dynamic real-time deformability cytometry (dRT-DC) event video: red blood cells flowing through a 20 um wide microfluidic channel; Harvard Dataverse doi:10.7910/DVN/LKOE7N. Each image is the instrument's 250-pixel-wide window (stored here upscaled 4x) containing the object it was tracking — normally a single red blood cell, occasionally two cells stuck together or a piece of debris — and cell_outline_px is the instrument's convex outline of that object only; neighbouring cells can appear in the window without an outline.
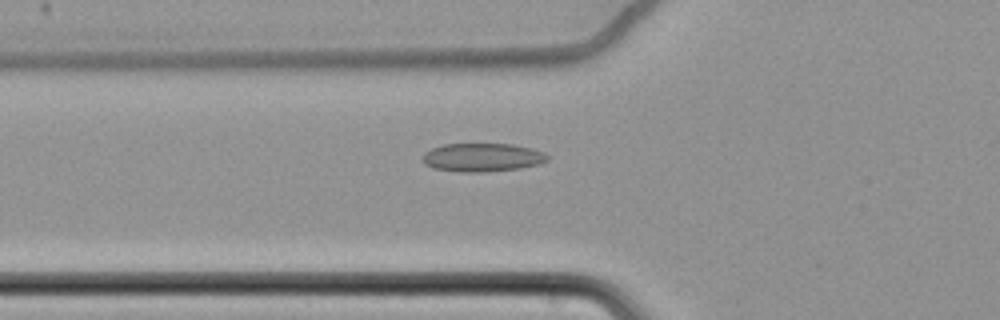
{"species": "common noctule bat (a hibernating species)", "species_latin": "Nyctalus noctula", "temperature_condition": "cold", "stored_images_in_passage": 52, "camera_frame_rate_fps": 3000, "um_per_image_px": 0.085, "animal": {"sex": "female", "body_mass_g": 22.7, "forearm_length_mm": 54.2}, "frame": {"image": 1, "passage_image": 15, "time_ms": 4.667, "image_size_px": [1000, 320], "cell_outline_px": [[548, 160], [540, 164], [520, 168], [484, 172], [460, 172], [432, 168], [424, 164], [424, 152], [432, 148], [444, 144], [512, 144], [532, 148], [544, 152], [548, 156]], "centroid_in_image_um": [41.01, 13.38], "position_along_channel_um": 84.8, "area_um2": 20.75}}
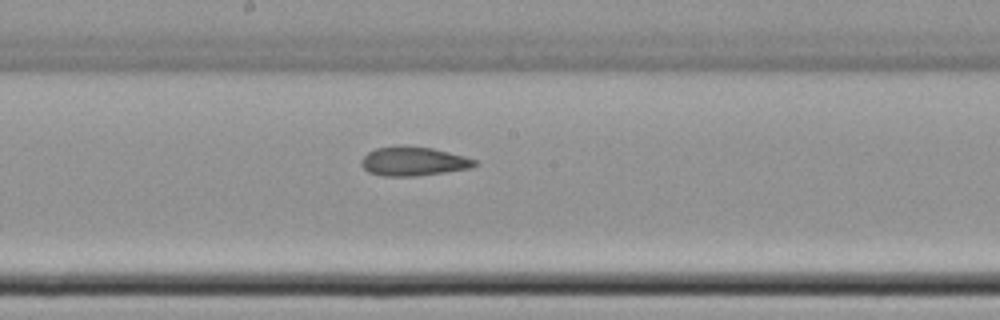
{"frame": {"image": 2, "passage_image": 26, "time_ms": 8.333, "image_size_px": [1000, 320], "cell_outline_px": [[480, 164], [472, 168], [416, 176], [380, 176], [368, 172], [360, 164], [360, 160], [368, 152], [376, 148], [396, 144], [400, 144], [432, 148], [464, 156], [476, 160]], "centroid_in_image_um": [35.12, 13.7], "position_along_channel_um": 213.1, "area_um2": 19.54}}
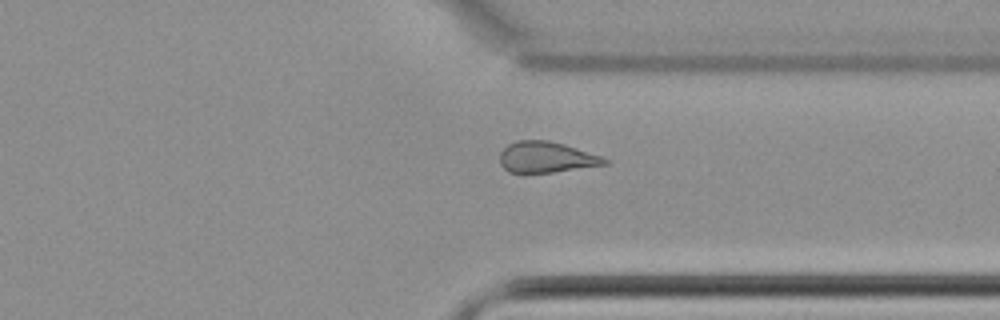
{"frame": {"image": 3, "passage_image": 39, "time_ms": 12.667, "image_size_px": [1000, 320], "cell_outline_px": [[608, 164], [552, 172], [508, 172], [500, 164], [500, 152], [508, 144], [516, 140], [548, 140], [564, 144], [600, 156], [608, 160]], "centroid_in_image_um": [46.4, 13.35], "position_along_channel_um": 365.0, "area_um2": 18.67}, "authors_computed_cell_mechanics": {"area_um2": 19.9121, "velocity_mm_per_s": 3.4961, "shape_relaxation_time_tau1_ms": null, "shape_relaxation_time_tau2_ms": 7.5583, "deformation_change_tau1": null, "deformation_change_tau2": 0.1504}}